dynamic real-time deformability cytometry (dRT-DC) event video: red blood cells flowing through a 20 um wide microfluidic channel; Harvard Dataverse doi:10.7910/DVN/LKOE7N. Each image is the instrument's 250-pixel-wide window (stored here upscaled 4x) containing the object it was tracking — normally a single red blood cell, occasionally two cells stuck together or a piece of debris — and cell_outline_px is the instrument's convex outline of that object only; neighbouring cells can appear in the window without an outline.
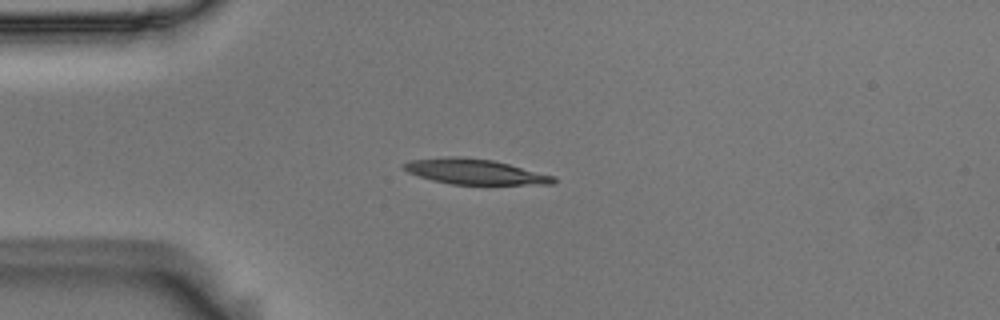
{"species": "Egyptian fruit bat (a non-hibernating species)", "species_latin": "Rousettus aegyptiacus", "temperature_condition": "room temperature", "stored_images_in_passage": 41, "camera_frame_rate_fps": 3000, "um_per_image_px": 0.085, "animal": {"sex": "male"}, "frame": {"image": 1, "passage_image": 1, "time_ms": 0.0, "image_size_px": [1000, 320], "cell_outline_px": [[556, 180], [552, 184], [452, 184], [432, 180], [408, 172], [404, 168], [404, 164], [412, 160], [448, 156], [460, 156], [492, 160], [556, 176]], "centroid_in_image_um": [40.38, 14.59], "position_along_channel_um": 44.6, "area_um2": 21.73}}
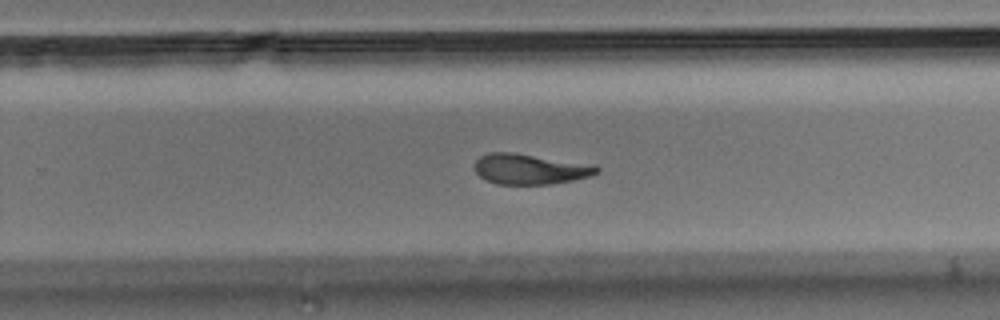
{"frame": {"image": 2, "passage_image": 22, "time_ms": 7.0, "image_size_px": [1000, 320], "cell_outline_px": [[600, 172], [592, 176], [572, 180], [548, 184], [496, 184], [480, 176], [476, 172], [476, 160], [480, 156], [488, 152], [512, 152], [596, 164], [600, 168]], "centroid_in_image_um": [45.12, 14.36], "position_along_channel_um": 284.7, "area_um2": 21.79}}
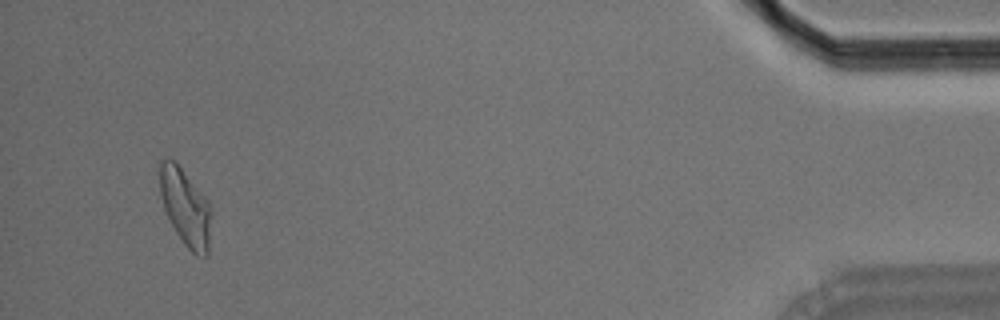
{"frame": {"image": 3, "passage_image": 39, "time_ms": 12.667, "image_size_px": [1000, 320], "cell_outline_px": [[212, 212], [208, 256], [196, 256], [184, 244], [176, 232], [164, 208], [160, 192], [160, 160], [168, 156], [176, 160], [208, 200], [212, 208]], "centroid_in_image_um": [15.79, 17.59], "position_along_channel_um": 419.4, "area_um2": 23.47}, "authors_computed_cell_mechanics": {"area_um2": 22.3686, "velocity_mm_per_s": 3.6956, "shape_relaxation_time_tau1_ms": 4.8876, "shape_relaxation_time_tau2_ms": 4.2428, "deformation_change_tau1": 0.1826, "deformation_change_tau2": 0.1319}}